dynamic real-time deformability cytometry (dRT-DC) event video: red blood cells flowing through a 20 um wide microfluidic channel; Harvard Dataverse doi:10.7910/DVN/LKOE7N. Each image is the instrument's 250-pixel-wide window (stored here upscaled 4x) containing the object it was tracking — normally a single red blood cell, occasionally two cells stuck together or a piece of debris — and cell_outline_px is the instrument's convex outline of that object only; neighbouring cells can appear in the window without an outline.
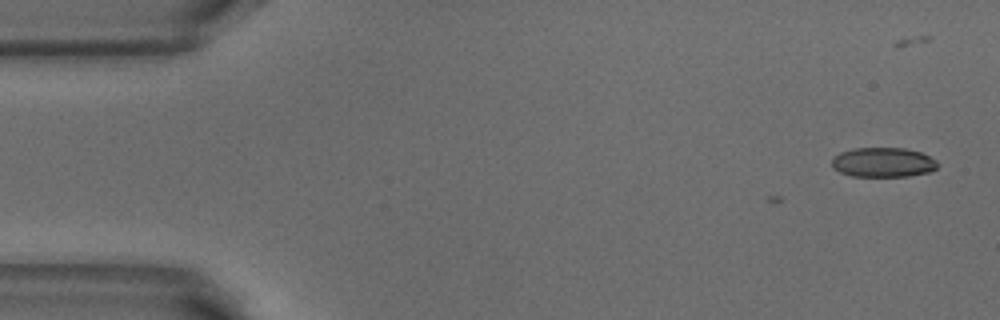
{"species": "common noctule bat (a hibernating species)", "species_latin": "Nyctalus noctula", "temperature_condition": "warm", "stored_images_in_passage": 3, "camera_frame_rate_fps": 3000, "um_per_image_px": 0.085, "animal": {"sex": "male", "body_mass_g": 18.8}, "frame": {"image": 1, "passage_image": 1, "time_ms": 0.0, "image_size_px": [1000, 320], "cell_outline_px": [[940, 164], [932, 172], [908, 176], [852, 176], [840, 172], [832, 168], [832, 160], [840, 152], [856, 148], [904, 148], [920, 152], [936, 160]], "centroid_in_image_um": [75.09, 13.8], "position_along_channel_um": 9.9, "area_um2": 18.26}}